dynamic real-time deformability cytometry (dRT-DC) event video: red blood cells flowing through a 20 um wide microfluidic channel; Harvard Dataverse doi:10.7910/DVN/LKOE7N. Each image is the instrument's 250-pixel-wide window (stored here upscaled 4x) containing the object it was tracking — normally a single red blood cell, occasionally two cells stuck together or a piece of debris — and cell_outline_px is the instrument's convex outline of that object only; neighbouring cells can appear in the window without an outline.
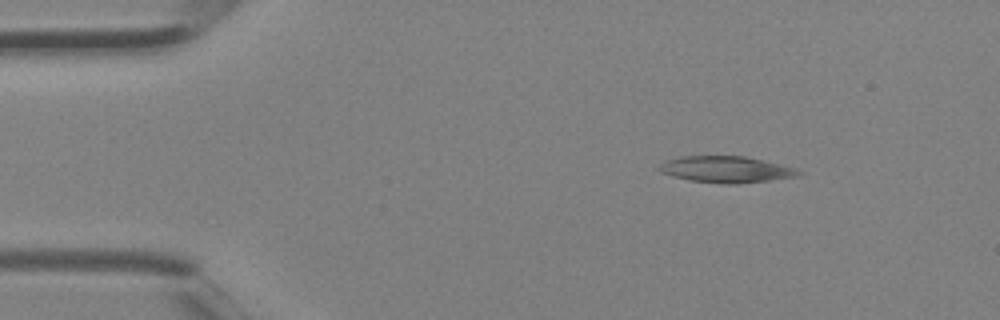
{"species": "Egyptian fruit bat (a non-hibernating species)", "species_latin": "Rousettus aegyptiacus", "temperature_condition": "room temperature", "stored_images_in_passage": 3, "camera_frame_rate_fps": 3000, "um_per_image_px": 0.085, "animal": {"sex": "female"}, "frame": {"image": 1, "passage_image": 1, "time_ms": 0.0, "image_size_px": [1000, 320], "cell_outline_px": [[804, 172], [800, 176], [736, 184], [724, 184], [688, 180], [660, 172], [656, 168], [664, 160], [680, 156], [744, 156], [764, 160], [796, 168]], "centroid_in_image_um": [61.71, 14.39], "position_along_channel_um": 23.3, "area_um2": 21.62}}
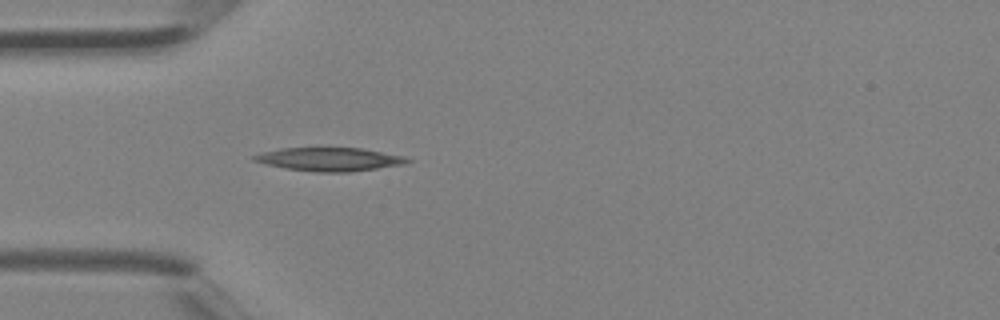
{"frame": {"image": 2, "passage_image": 3, "time_ms": 0.667, "image_size_px": [1000, 320], "cell_outline_px": [[412, 160], [404, 164], [348, 172], [316, 172], [284, 168], [252, 160], [252, 156], [264, 152], [280, 148], [360, 148], [404, 156]], "centroid_in_image_um": [28.0, 13.54], "position_along_channel_um": 57.0, "area_um2": 20.63}}